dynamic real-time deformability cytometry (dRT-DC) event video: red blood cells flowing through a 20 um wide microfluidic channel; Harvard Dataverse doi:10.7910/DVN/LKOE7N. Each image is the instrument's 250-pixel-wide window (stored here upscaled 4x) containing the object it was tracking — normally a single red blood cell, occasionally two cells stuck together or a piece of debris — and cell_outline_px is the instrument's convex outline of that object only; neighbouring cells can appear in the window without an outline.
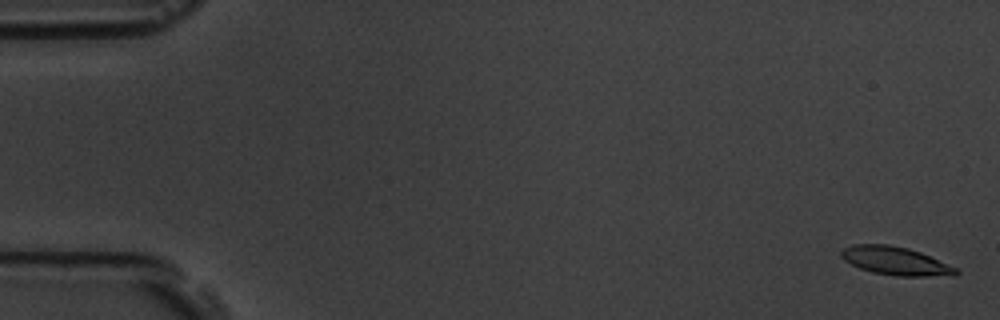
{"species": "common noctule bat (a hibernating species)", "species_latin": "Nyctalus noctula", "temperature_condition": "room temperature", "stored_images_in_passage": 17, "camera_frame_rate_fps": 3000, "um_per_image_px": 0.085, "animal": {"sex": "male", "body_mass_g": 19.5, "forearm_length_mm": 54.6}, "frame": {"image": 1, "passage_image": 1, "time_ms": 0.0, "image_size_px": [1000, 320], "cell_outline_px": [[960, 272], [956, 276], [896, 276], [872, 272], [860, 268], [844, 260], [840, 256], [840, 252], [844, 248], [852, 244], [888, 244], [908, 248], [920, 252], [960, 268]], "centroid_in_image_um": [76.18, 22.18], "position_along_channel_um": 8.8, "area_um2": 19.19}}
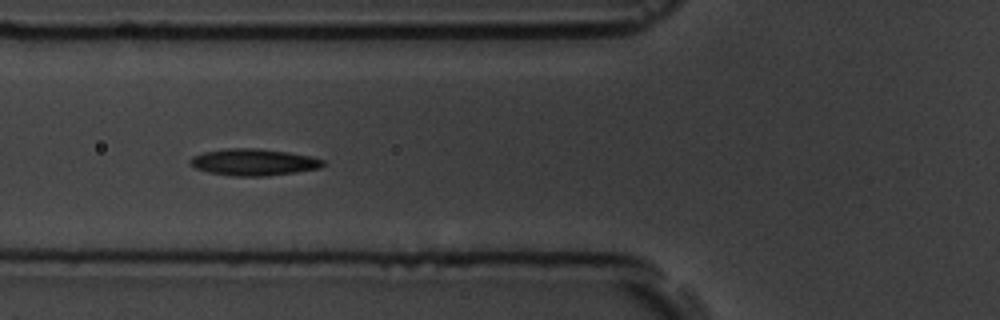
{"frame": {"image": 2, "passage_image": 7, "time_ms": 6.667, "image_size_px": [1000, 320], "cell_outline_px": [[324, 164], [320, 168], [296, 172], [264, 176], [232, 176], [208, 172], [196, 168], [188, 160], [192, 156], [204, 152], [228, 148], [256, 148], [288, 152], [312, 156], [324, 160]], "centroid_in_image_um": [21.56, 13.78], "position_along_channel_um": 104.2, "area_um2": 20.63}}
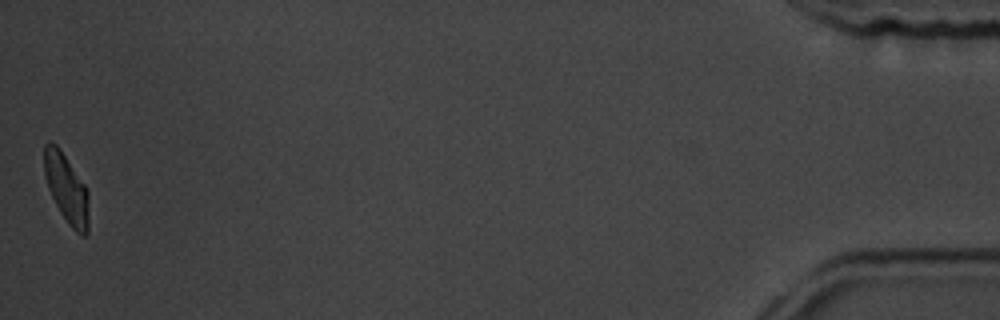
{"frame": {"image": 3, "passage_image": 17, "time_ms": 18.333, "image_size_px": [1000, 320], "cell_outline_px": [[88, 236], [84, 236], [76, 232], [68, 224], [60, 212], [48, 188], [44, 172], [44, 144], [48, 140], [56, 144], [88, 188]], "centroid_in_image_um": [5.66, 16.03], "position_along_channel_um": 429.5, "area_um2": 17.98}, "authors_computed_cell_mechanics": {"area_um2": 19.1896, "velocity_mm_per_s": 3.6136, "shape_relaxation_time_tau1_ms": 8.8702, "shape_relaxation_time_tau2_ms": 4.8339, "deformation_change_tau1": 0.1902, "deformation_change_tau2": 0.0994}}